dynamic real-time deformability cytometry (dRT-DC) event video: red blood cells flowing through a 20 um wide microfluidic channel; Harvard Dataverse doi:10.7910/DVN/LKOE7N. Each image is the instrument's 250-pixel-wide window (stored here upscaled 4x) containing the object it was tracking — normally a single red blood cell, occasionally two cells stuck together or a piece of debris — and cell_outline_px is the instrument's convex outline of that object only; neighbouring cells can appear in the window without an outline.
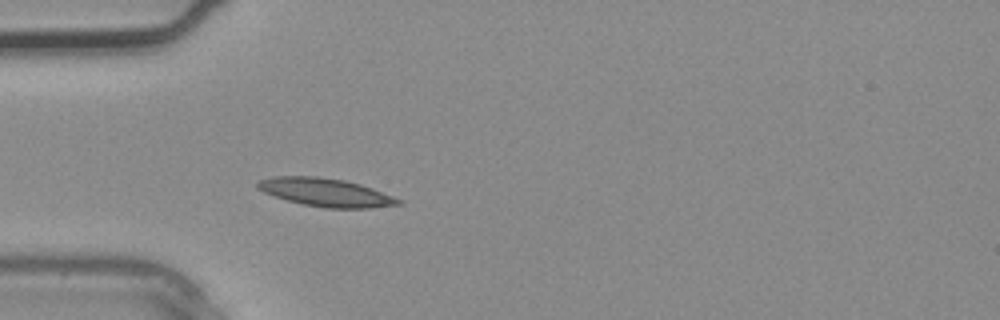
{"species": "common noctule bat (a hibernating species)", "species_latin": "Nyctalus noctula", "temperature_condition": "warm", "stored_images_in_passage": 3, "camera_frame_rate_fps": 3000, "um_per_image_px": 0.085, "animal": {"sex": "male", "body_mass_g": 20.4}, "frame": {"image": 1, "passage_image": 3, "time_ms": 0.667, "image_size_px": [1000, 320], "cell_outline_px": [[404, 204], [368, 208], [324, 208], [304, 204], [288, 200], [264, 192], [256, 188], [256, 180], [276, 176], [316, 176], [344, 180], [360, 184], [372, 188], [392, 196], [400, 200]], "centroid_in_image_um": [27.66, 16.35], "position_along_channel_um": 57.3, "area_um2": 23.0}}